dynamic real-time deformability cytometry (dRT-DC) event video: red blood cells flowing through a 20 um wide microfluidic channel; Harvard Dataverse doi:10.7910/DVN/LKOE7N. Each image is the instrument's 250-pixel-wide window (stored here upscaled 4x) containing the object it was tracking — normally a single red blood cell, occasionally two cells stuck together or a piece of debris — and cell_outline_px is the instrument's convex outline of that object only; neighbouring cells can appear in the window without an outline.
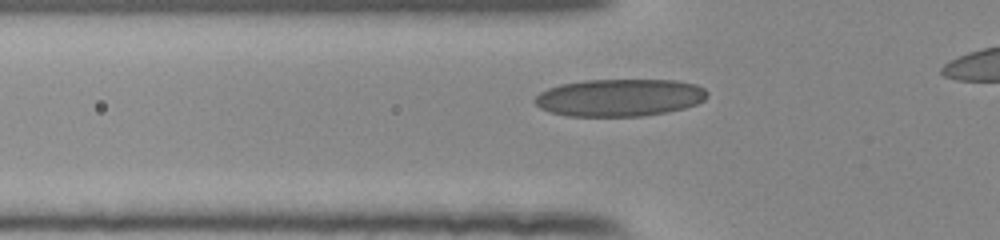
{"species": "human", "species_latin": "Homo sapiens", "temperature_condition": "room temperature", "stored_images_in_passage": 35, "camera_frame_rate_fps": 3000, "um_per_image_px": 0.085, "donor": {"sex": "female"}, "frame": {"image": 1, "passage_image": 7, "time_ms": 2.0, "image_size_px": [1000, 240], "cell_outline_px": [[708, 96], [704, 100], [696, 104], [684, 108], [664, 112], [640, 116], [568, 116], [548, 112], [540, 108], [532, 100], [540, 92], [548, 88], [560, 84], [584, 80], [676, 80], [696, 84], [704, 88], [708, 92]], "centroid_in_image_um": [52.64, 8.29], "position_along_channel_um": 73.2, "area_um2": 37.74}}
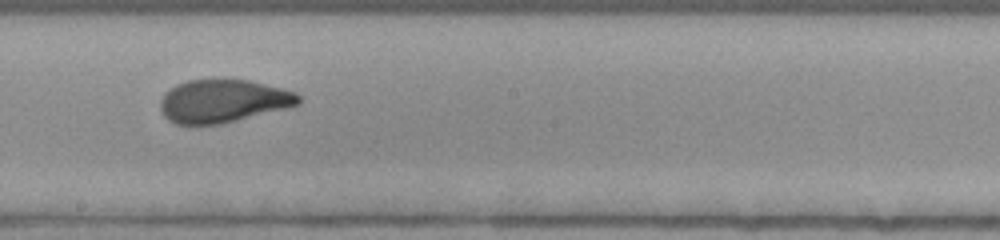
{"frame": {"image": 2, "passage_image": 19, "time_ms": 6.0, "image_size_px": [1000, 240], "cell_outline_px": [[300, 104], [288, 108], [220, 124], [176, 124], [168, 120], [160, 112], [160, 100], [164, 92], [168, 88], [176, 84], [188, 80], [248, 80], [296, 92], [300, 96]], "centroid_in_image_um": [18.93, 8.59], "position_along_channel_um": 229.3, "area_um2": 34.68}}
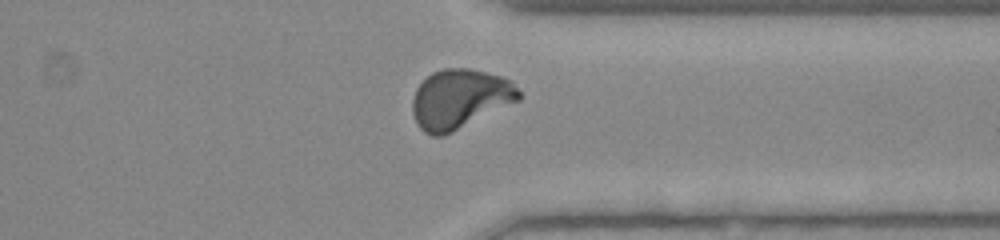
{"frame": {"image": 3, "passage_image": 30, "time_ms": 9.667, "image_size_px": [1000, 240], "cell_outline_px": [[520, 100], [444, 136], [432, 136], [424, 132], [416, 124], [412, 112], [412, 100], [416, 88], [432, 72], [444, 68], [468, 68], [500, 76], [512, 80], [520, 92]], "centroid_in_image_um": [39.07, 8.42], "position_along_channel_um": 372.3, "area_um2": 36.93}}